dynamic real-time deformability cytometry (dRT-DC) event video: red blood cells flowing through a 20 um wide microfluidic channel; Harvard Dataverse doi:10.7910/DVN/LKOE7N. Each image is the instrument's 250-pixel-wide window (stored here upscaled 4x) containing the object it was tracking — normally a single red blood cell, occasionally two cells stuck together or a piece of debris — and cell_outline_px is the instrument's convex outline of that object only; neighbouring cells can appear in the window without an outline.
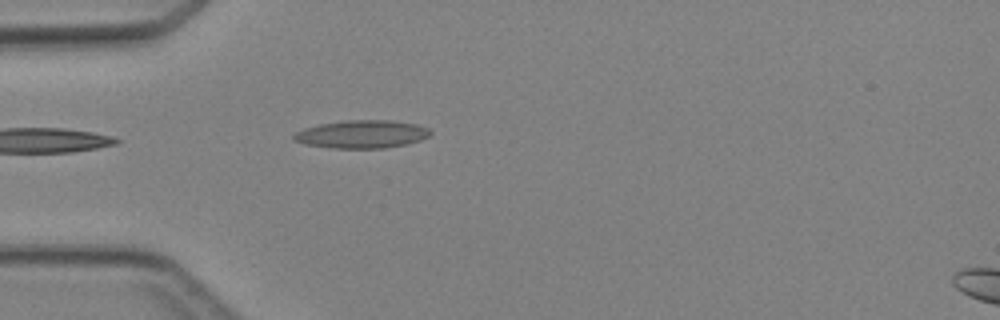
{"species": "Egyptian fruit bat (a non-hibernating species)", "species_latin": "Rousettus aegyptiacus", "temperature_condition": "cold", "stored_images_in_passage": 3, "camera_frame_rate_fps": 3000, "um_per_image_px": 0.085, "animal": {"sex": "female"}, "frame": {"image": 1, "passage_image": 3, "time_ms": 2.333, "image_size_px": [1000, 320], "cell_outline_px": [[432, 132], [428, 136], [420, 140], [404, 144], [384, 148], [332, 148], [304, 144], [292, 140], [292, 136], [296, 132], [304, 128], [320, 124], [344, 120], [392, 120], [416, 124], [428, 128]], "centroid_in_image_um": [30.72, 11.4], "position_along_channel_um": 54.3, "area_um2": 22.25}}